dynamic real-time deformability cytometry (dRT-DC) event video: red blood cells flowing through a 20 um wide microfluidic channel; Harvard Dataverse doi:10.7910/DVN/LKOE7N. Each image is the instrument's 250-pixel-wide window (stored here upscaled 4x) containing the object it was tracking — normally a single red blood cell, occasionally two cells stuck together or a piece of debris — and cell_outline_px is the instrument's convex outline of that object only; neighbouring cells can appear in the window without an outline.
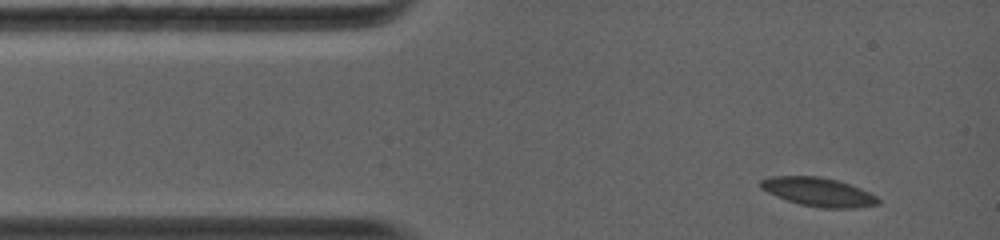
{"species": "common noctule bat (a hibernating species)", "species_latin": "Nyctalus noctula", "temperature_condition": "warm", "stored_images_in_passage": 7, "camera_frame_rate_fps": 5000, "um_per_image_px": 0.085, "animal": {"sex": "female", "body_mass_g": 19.0, "forearm_length_mm": 56.7}, "frame": {"image": 1, "passage_image": 1, "time_ms": 0.0, "image_size_px": [1000, 240], "cell_outline_px": [[880, 204], [856, 208], [820, 208], [800, 204], [776, 196], [760, 188], [760, 180], [772, 176], [820, 176], [836, 180], [860, 188], [876, 196], [880, 200]], "centroid_in_image_um": [69.57, 16.32], "position_along_channel_um": 15.4, "area_um2": 19.59}}
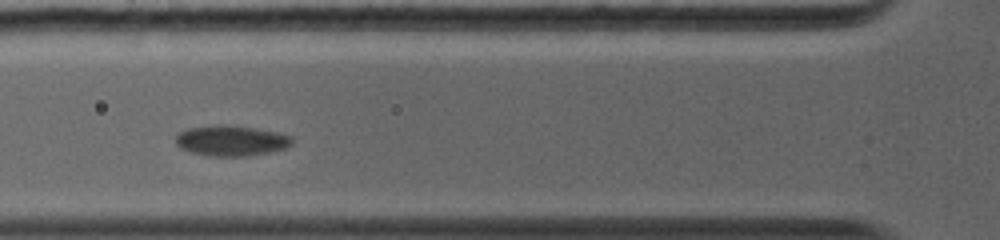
{"frame": {"image": 2, "passage_image": 5, "time_ms": 3.6, "image_size_px": [1000, 240], "cell_outline_px": [[292, 144], [284, 148], [268, 152], [248, 156], [208, 156], [192, 152], [180, 148], [176, 144], [176, 136], [180, 132], [188, 128], [212, 124], [228, 124], [256, 128], [276, 132], [292, 136]], "centroid_in_image_um": [19.63, 11.94], "position_along_channel_um": 106.2, "area_um2": 20.81}}
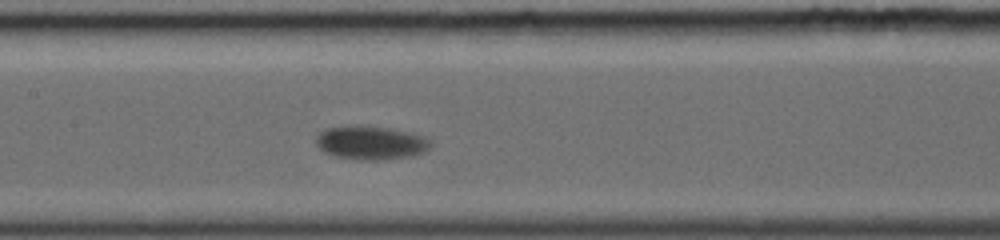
{"frame": {"image": 3, "passage_image": 7, "time_ms": 5.4, "image_size_px": [1000, 240], "cell_outline_px": [[432, 144], [424, 152], [408, 156], [380, 160], [364, 160], [332, 156], [324, 152], [316, 144], [316, 136], [320, 132], [328, 128], [388, 128], [412, 132], [424, 136]], "centroid_in_image_um": [31.54, 12.17], "position_along_channel_um": 175.9, "area_um2": 21.68}}